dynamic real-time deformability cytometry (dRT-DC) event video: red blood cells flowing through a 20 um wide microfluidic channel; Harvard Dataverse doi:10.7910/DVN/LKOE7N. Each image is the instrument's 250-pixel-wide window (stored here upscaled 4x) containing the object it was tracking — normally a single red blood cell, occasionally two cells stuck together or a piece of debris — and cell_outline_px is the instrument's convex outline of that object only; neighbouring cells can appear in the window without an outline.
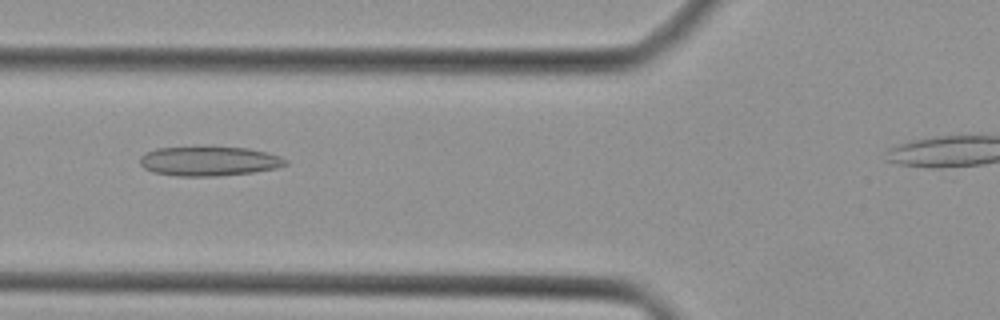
{"species": "Egyptian fruit bat (a non-hibernating species)", "species_latin": "Rousettus aegyptiacus", "temperature_condition": "cold", "stored_images_in_passage": 27, "camera_frame_rate_fps": 3000, "um_per_image_px": 0.085, "animal": {"sex": "female"}, "frame": {"image": 1, "passage_image": 5, "time_ms": 1.333, "image_size_px": [1000, 320], "cell_outline_px": [[288, 164], [276, 168], [252, 172], [220, 176], [176, 176], [152, 172], [144, 168], [140, 164], [140, 156], [144, 152], [156, 148], [204, 144], [248, 148], [280, 156], [288, 160]], "centroid_in_image_um": [17.72, 13.65], "position_along_channel_um": 108.1, "area_um2": 26.07}}
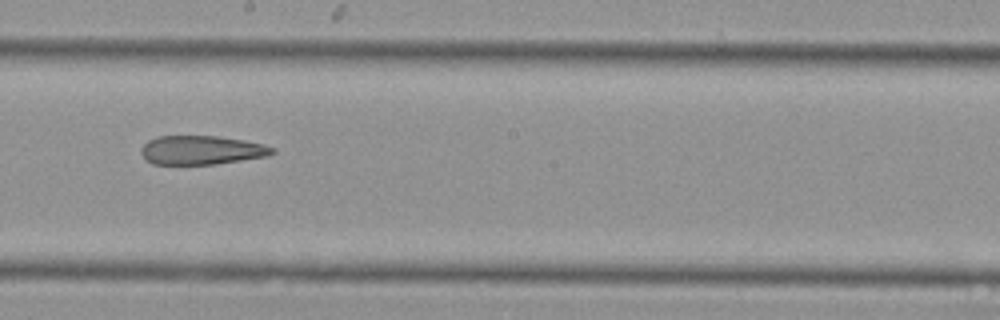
{"frame": {"image": 2, "passage_image": 13, "time_ms": 4.0, "image_size_px": [1000, 320], "cell_outline_px": [[276, 152], [268, 156], [216, 164], [152, 164], [144, 160], [140, 152], [144, 144], [148, 140], [156, 136], [216, 136], [244, 140], [264, 144], [276, 148]], "centroid_in_image_um": [17.13, 12.76], "position_along_channel_um": 231.1, "area_um2": 22.31}}
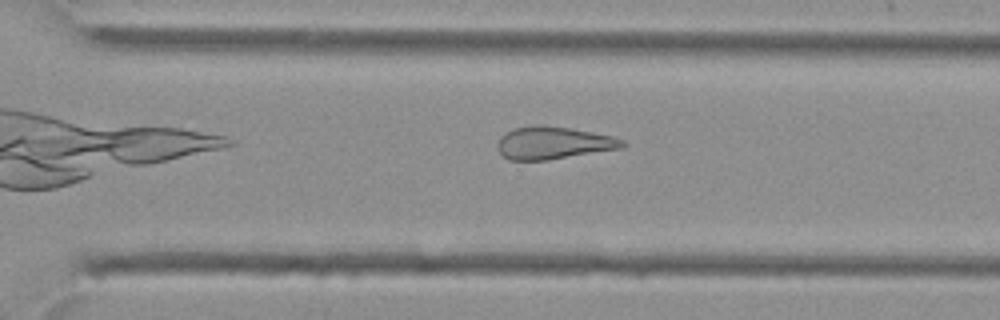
{"frame": {"image": 3, "passage_image": 19, "time_ms": 6.0, "image_size_px": [1000, 320], "cell_outline_px": [[628, 144], [624, 148], [548, 160], [508, 160], [500, 152], [500, 136], [516, 128], [540, 124], [568, 128], [592, 132], [612, 136], [624, 140]], "centroid_in_image_um": [47.11, 12.15], "position_along_channel_um": 323.5, "area_um2": 23.47}}